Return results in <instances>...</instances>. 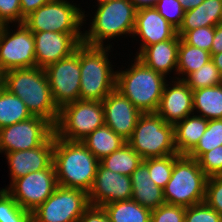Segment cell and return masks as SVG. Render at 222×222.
<instances>
[{
	"label": "cell",
	"instance_id": "14",
	"mask_svg": "<svg viewBox=\"0 0 222 222\" xmlns=\"http://www.w3.org/2000/svg\"><path fill=\"white\" fill-rule=\"evenodd\" d=\"M54 133L46 119L32 116L0 129V153L28 150L41 146Z\"/></svg>",
	"mask_w": 222,
	"mask_h": 222
},
{
	"label": "cell",
	"instance_id": "47",
	"mask_svg": "<svg viewBox=\"0 0 222 222\" xmlns=\"http://www.w3.org/2000/svg\"><path fill=\"white\" fill-rule=\"evenodd\" d=\"M211 60L214 62V65L218 68L220 74L222 75V52L218 54H213Z\"/></svg>",
	"mask_w": 222,
	"mask_h": 222
},
{
	"label": "cell",
	"instance_id": "18",
	"mask_svg": "<svg viewBox=\"0 0 222 222\" xmlns=\"http://www.w3.org/2000/svg\"><path fill=\"white\" fill-rule=\"evenodd\" d=\"M102 106L105 125L127 141L142 113L116 89L102 101Z\"/></svg>",
	"mask_w": 222,
	"mask_h": 222
},
{
	"label": "cell",
	"instance_id": "26",
	"mask_svg": "<svg viewBox=\"0 0 222 222\" xmlns=\"http://www.w3.org/2000/svg\"><path fill=\"white\" fill-rule=\"evenodd\" d=\"M193 112L207 120L222 119V84L194 90Z\"/></svg>",
	"mask_w": 222,
	"mask_h": 222
},
{
	"label": "cell",
	"instance_id": "33",
	"mask_svg": "<svg viewBox=\"0 0 222 222\" xmlns=\"http://www.w3.org/2000/svg\"><path fill=\"white\" fill-rule=\"evenodd\" d=\"M178 156L179 154H174L165 157L147 158L142 161L148 167L150 178L161 189H164L170 180L174 160Z\"/></svg>",
	"mask_w": 222,
	"mask_h": 222
},
{
	"label": "cell",
	"instance_id": "23",
	"mask_svg": "<svg viewBox=\"0 0 222 222\" xmlns=\"http://www.w3.org/2000/svg\"><path fill=\"white\" fill-rule=\"evenodd\" d=\"M222 22V0H204L198 7L185 11L177 34L182 37L187 31L198 27H215Z\"/></svg>",
	"mask_w": 222,
	"mask_h": 222
},
{
	"label": "cell",
	"instance_id": "35",
	"mask_svg": "<svg viewBox=\"0 0 222 222\" xmlns=\"http://www.w3.org/2000/svg\"><path fill=\"white\" fill-rule=\"evenodd\" d=\"M184 222H222V216L202 202L185 208Z\"/></svg>",
	"mask_w": 222,
	"mask_h": 222
},
{
	"label": "cell",
	"instance_id": "10",
	"mask_svg": "<svg viewBox=\"0 0 222 222\" xmlns=\"http://www.w3.org/2000/svg\"><path fill=\"white\" fill-rule=\"evenodd\" d=\"M0 25V65L12 69L36 67L33 32L24 23ZM14 26V31H13ZM16 27V28H15Z\"/></svg>",
	"mask_w": 222,
	"mask_h": 222
},
{
	"label": "cell",
	"instance_id": "17",
	"mask_svg": "<svg viewBox=\"0 0 222 222\" xmlns=\"http://www.w3.org/2000/svg\"><path fill=\"white\" fill-rule=\"evenodd\" d=\"M156 113L167 123L175 125L193 112V91L181 79L167 80Z\"/></svg>",
	"mask_w": 222,
	"mask_h": 222
},
{
	"label": "cell",
	"instance_id": "25",
	"mask_svg": "<svg viewBox=\"0 0 222 222\" xmlns=\"http://www.w3.org/2000/svg\"><path fill=\"white\" fill-rule=\"evenodd\" d=\"M81 142L100 161L112 152L119 150L126 140L104 124Z\"/></svg>",
	"mask_w": 222,
	"mask_h": 222
},
{
	"label": "cell",
	"instance_id": "45",
	"mask_svg": "<svg viewBox=\"0 0 222 222\" xmlns=\"http://www.w3.org/2000/svg\"><path fill=\"white\" fill-rule=\"evenodd\" d=\"M135 8L141 9V8H149V7H155V5L157 4V2L159 0H130Z\"/></svg>",
	"mask_w": 222,
	"mask_h": 222
},
{
	"label": "cell",
	"instance_id": "12",
	"mask_svg": "<svg viewBox=\"0 0 222 222\" xmlns=\"http://www.w3.org/2000/svg\"><path fill=\"white\" fill-rule=\"evenodd\" d=\"M7 186L1 189H5L20 207L33 212L58 186L54 164L47 169L17 178Z\"/></svg>",
	"mask_w": 222,
	"mask_h": 222
},
{
	"label": "cell",
	"instance_id": "22",
	"mask_svg": "<svg viewBox=\"0 0 222 222\" xmlns=\"http://www.w3.org/2000/svg\"><path fill=\"white\" fill-rule=\"evenodd\" d=\"M130 178L132 200L150 210L165 204L163 189L150 178L148 167L143 162L133 171Z\"/></svg>",
	"mask_w": 222,
	"mask_h": 222
},
{
	"label": "cell",
	"instance_id": "5",
	"mask_svg": "<svg viewBox=\"0 0 222 222\" xmlns=\"http://www.w3.org/2000/svg\"><path fill=\"white\" fill-rule=\"evenodd\" d=\"M112 48L79 45L80 100L103 101L115 89L116 68L109 58Z\"/></svg>",
	"mask_w": 222,
	"mask_h": 222
},
{
	"label": "cell",
	"instance_id": "29",
	"mask_svg": "<svg viewBox=\"0 0 222 222\" xmlns=\"http://www.w3.org/2000/svg\"><path fill=\"white\" fill-rule=\"evenodd\" d=\"M32 117L24 102L5 88L0 90V129Z\"/></svg>",
	"mask_w": 222,
	"mask_h": 222
},
{
	"label": "cell",
	"instance_id": "34",
	"mask_svg": "<svg viewBox=\"0 0 222 222\" xmlns=\"http://www.w3.org/2000/svg\"><path fill=\"white\" fill-rule=\"evenodd\" d=\"M0 222H32V212L20 207L11 195L1 188Z\"/></svg>",
	"mask_w": 222,
	"mask_h": 222
},
{
	"label": "cell",
	"instance_id": "48",
	"mask_svg": "<svg viewBox=\"0 0 222 222\" xmlns=\"http://www.w3.org/2000/svg\"><path fill=\"white\" fill-rule=\"evenodd\" d=\"M4 75H5V71L2 69L0 65V90L4 88Z\"/></svg>",
	"mask_w": 222,
	"mask_h": 222
},
{
	"label": "cell",
	"instance_id": "28",
	"mask_svg": "<svg viewBox=\"0 0 222 222\" xmlns=\"http://www.w3.org/2000/svg\"><path fill=\"white\" fill-rule=\"evenodd\" d=\"M111 222H151L152 210L130 199L103 206Z\"/></svg>",
	"mask_w": 222,
	"mask_h": 222
},
{
	"label": "cell",
	"instance_id": "46",
	"mask_svg": "<svg viewBox=\"0 0 222 222\" xmlns=\"http://www.w3.org/2000/svg\"><path fill=\"white\" fill-rule=\"evenodd\" d=\"M184 11L198 7L204 0H178Z\"/></svg>",
	"mask_w": 222,
	"mask_h": 222
},
{
	"label": "cell",
	"instance_id": "41",
	"mask_svg": "<svg viewBox=\"0 0 222 222\" xmlns=\"http://www.w3.org/2000/svg\"><path fill=\"white\" fill-rule=\"evenodd\" d=\"M21 23L20 0H0V25Z\"/></svg>",
	"mask_w": 222,
	"mask_h": 222
},
{
	"label": "cell",
	"instance_id": "49",
	"mask_svg": "<svg viewBox=\"0 0 222 222\" xmlns=\"http://www.w3.org/2000/svg\"><path fill=\"white\" fill-rule=\"evenodd\" d=\"M97 2L96 3V6L99 5V4H102V3H105V2H108L110 0H96ZM98 3V4H97Z\"/></svg>",
	"mask_w": 222,
	"mask_h": 222
},
{
	"label": "cell",
	"instance_id": "2",
	"mask_svg": "<svg viewBox=\"0 0 222 222\" xmlns=\"http://www.w3.org/2000/svg\"><path fill=\"white\" fill-rule=\"evenodd\" d=\"M4 88L18 96L32 116L42 117L56 125L59 109L52 98L45 68L8 70L4 75Z\"/></svg>",
	"mask_w": 222,
	"mask_h": 222
},
{
	"label": "cell",
	"instance_id": "27",
	"mask_svg": "<svg viewBox=\"0 0 222 222\" xmlns=\"http://www.w3.org/2000/svg\"><path fill=\"white\" fill-rule=\"evenodd\" d=\"M211 60L207 50L188 45L181 37L178 47V65L175 78L184 80L190 73Z\"/></svg>",
	"mask_w": 222,
	"mask_h": 222
},
{
	"label": "cell",
	"instance_id": "39",
	"mask_svg": "<svg viewBox=\"0 0 222 222\" xmlns=\"http://www.w3.org/2000/svg\"><path fill=\"white\" fill-rule=\"evenodd\" d=\"M204 202L222 216V176L208 177Z\"/></svg>",
	"mask_w": 222,
	"mask_h": 222
},
{
	"label": "cell",
	"instance_id": "21",
	"mask_svg": "<svg viewBox=\"0 0 222 222\" xmlns=\"http://www.w3.org/2000/svg\"><path fill=\"white\" fill-rule=\"evenodd\" d=\"M180 36L176 34L172 39L146 46L137 56L145 66L164 75L169 80L175 79L178 65V47ZM174 71V76H170ZM170 74V75H169Z\"/></svg>",
	"mask_w": 222,
	"mask_h": 222
},
{
	"label": "cell",
	"instance_id": "44",
	"mask_svg": "<svg viewBox=\"0 0 222 222\" xmlns=\"http://www.w3.org/2000/svg\"><path fill=\"white\" fill-rule=\"evenodd\" d=\"M222 52V22L214 27V38L211 47V56Z\"/></svg>",
	"mask_w": 222,
	"mask_h": 222
},
{
	"label": "cell",
	"instance_id": "24",
	"mask_svg": "<svg viewBox=\"0 0 222 222\" xmlns=\"http://www.w3.org/2000/svg\"><path fill=\"white\" fill-rule=\"evenodd\" d=\"M208 120L192 114L174 125V144L179 155H187L198 143Z\"/></svg>",
	"mask_w": 222,
	"mask_h": 222
},
{
	"label": "cell",
	"instance_id": "3",
	"mask_svg": "<svg viewBox=\"0 0 222 222\" xmlns=\"http://www.w3.org/2000/svg\"><path fill=\"white\" fill-rule=\"evenodd\" d=\"M96 8L92 12L93 16L90 14L92 20L90 19L88 29L85 31L83 28L82 43L112 47V39H119L120 36L125 38V35L132 37L137 9L130 0H110Z\"/></svg>",
	"mask_w": 222,
	"mask_h": 222
},
{
	"label": "cell",
	"instance_id": "19",
	"mask_svg": "<svg viewBox=\"0 0 222 222\" xmlns=\"http://www.w3.org/2000/svg\"><path fill=\"white\" fill-rule=\"evenodd\" d=\"M54 133L41 145L28 150L4 154L10 171V184L30 172L49 168L53 164Z\"/></svg>",
	"mask_w": 222,
	"mask_h": 222
},
{
	"label": "cell",
	"instance_id": "32",
	"mask_svg": "<svg viewBox=\"0 0 222 222\" xmlns=\"http://www.w3.org/2000/svg\"><path fill=\"white\" fill-rule=\"evenodd\" d=\"M184 81L188 87L194 91L200 88L212 87L222 84V75L214 62L210 60L208 63L190 73Z\"/></svg>",
	"mask_w": 222,
	"mask_h": 222
},
{
	"label": "cell",
	"instance_id": "20",
	"mask_svg": "<svg viewBox=\"0 0 222 222\" xmlns=\"http://www.w3.org/2000/svg\"><path fill=\"white\" fill-rule=\"evenodd\" d=\"M176 34L177 29L160 15L155 7L138 9L132 38H136V41L138 38L141 39L135 55L137 56L146 46L172 39Z\"/></svg>",
	"mask_w": 222,
	"mask_h": 222
},
{
	"label": "cell",
	"instance_id": "31",
	"mask_svg": "<svg viewBox=\"0 0 222 222\" xmlns=\"http://www.w3.org/2000/svg\"><path fill=\"white\" fill-rule=\"evenodd\" d=\"M222 145V119L208 120V126L197 145L187 154L198 160L204 153Z\"/></svg>",
	"mask_w": 222,
	"mask_h": 222
},
{
	"label": "cell",
	"instance_id": "1",
	"mask_svg": "<svg viewBox=\"0 0 222 222\" xmlns=\"http://www.w3.org/2000/svg\"><path fill=\"white\" fill-rule=\"evenodd\" d=\"M99 163L81 141H68L54 133L53 164L58 186L79 189L88 194Z\"/></svg>",
	"mask_w": 222,
	"mask_h": 222
},
{
	"label": "cell",
	"instance_id": "4",
	"mask_svg": "<svg viewBox=\"0 0 222 222\" xmlns=\"http://www.w3.org/2000/svg\"><path fill=\"white\" fill-rule=\"evenodd\" d=\"M133 62V63H132ZM116 70L115 89L127 97L141 113L157 111L167 78L134 57L131 65Z\"/></svg>",
	"mask_w": 222,
	"mask_h": 222
},
{
	"label": "cell",
	"instance_id": "36",
	"mask_svg": "<svg viewBox=\"0 0 222 222\" xmlns=\"http://www.w3.org/2000/svg\"><path fill=\"white\" fill-rule=\"evenodd\" d=\"M155 8L177 30L182 25L185 11L178 0H159Z\"/></svg>",
	"mask_w": 222,
	"mask_h": 222
},
{
	"label": "cell",
	"instance_id": "9",
	"mask_svg": "<svg viewBox=\"0 0 222 222\" xmlns=\"http://www.w3.org/2000/svg\"><path fill=\"white\" fill-rule=\"evenodd\" d=\"M104 124L102 101L79 99L59 110L54 133L57 137L68 141H82Z\"/></svg>",
	"mask_w": 222,
	"mask_h": 222
},
{
	"label": "cell",
	"instance_id": "40",
	"mask_svg": "<svg viewBox=\"0 0 222 222\" xmlns=\"http://www.w3.org/2000/svg\"><path fill=\"white\" fill-rule=\"evenodd\" d=\"M185 207L163 204L153 209L151 222H184Z\"/></svg>",
	"mask_w": 222,
	"mask_h": 222
},
{
	"label": "cell",
	"instance_id": "30",
	"mask_svg": "<svg viewBox=\"0 0 222 222\" xmlns=\"http://www.w3.org/2000/svg\"><path fill=\"white\" fill-rule=\"evenodd\" d=\"M142 161L141 156L126 142L119 150L100 160V163L113 172L131 176Z\"/></svg>",
	"mask_w": 222,
	"mask_h": 222
},
{
	"label": "cell",
	"instance_id": "8",
	"mask_svg": "<svg viewBox=\"0 0 222 222\" xmlns=\"http://www.w3.org/2000/svg\"><path fill=\"white\" fill-rule=\"evenodd\" d=\"M72 3L73 0H50L27 16L24 24L32 32L83 33L88 15L85 9Z\"/></svg>",
	"mask_w": 222,
	"mask_h": 222
},
{
	"label": "cell",
	"instance_id": "42",
	"mask_svg": "<svg viewBox=\"0 0 222 222\" xmlns=\"http://www.w3.org/2000/svg\"><path fill=\"white\" fill-rule=\"evenodd\" d=\"M77 222H111V220L103 207L89 205Z\"/></svg>",
	"mask_w": 222,
	"mask_h": 222
},
{
	"label": "cell",
	"instance_id": "7",
	"mask_svg": "<svg viewBox=\"0 0 222 222\" xmlns=\"http://www.w3.org/2000/svg\"><path fill=\"white\" fill-rule=\"evenodd\" d=\"M126 142L143 160L178 154L174 144V125L167 124L156 112L142 113Z\"/></svg>",
	"mask_w": 222,
	"mask_h": 222
},
{
	"label": "cell",
	"instance_id": "43",
	"mask_svg": "<svg viewBox=\"0 0 222 222\" xmlns=\"http://www.w3.org/2000/svg\"><path fill=\"white\" fill-rule=\"evenodd\" d=\"M49 1L50 0H20L21 23H24V20L27 16Z\"/></svg>",
	"mask_w": 222,
	"mask_h": 222
},
{
	"label": "cell",
	"instance_id": "6",
	"mask_svg": "<svg viewBox=\"0 0 222 222\" xmlns=\"http://www.w3.org/2000/svg\"><path fill=\"white\" fill-rule=\"evenodd\" d=\"M207 179L196 159L179 155L163 189L165 204L186 208L204 202Z\"/></svg>",
	"mask_w": 222,
	"mask_h": 222
},
{
	"label": "cell",
	"instance_id": "11",
	"mask_svg": "<svg viewBox=\"0 0 222 222\" xmlns=\"http://www.w3.org/2000/svg\"><path fill=\"white\" fill-rule=\"evenodd\" d=\"M89 205L85 191L57 186L32 212V222H77Z\"/></svg>",
	"mask_w": 222,
	"mask_h": 222
},
{
	"label": "cell",
	"instance_id": "13",
	"mask_svg": "<svg viewBox=\"0 0 222 222\" xmlns=\"http://www.w3.org/2000/svg\"><path fill=\"white\" fill-rule=\"evenodd\" d=\"M45 71L52 98L59 110L80 99L79 46L71 56L48 65Z\"/></svg>",
	"mask_w": 222,
	"mask_h": 222
},
{
	"label": "cell",
	"instance_id": "38",
	"mask_svg": "<svg viewBox=\"0 0 222 222\" xmlns=\"http://www.w3.org/2000/svg\"><path fill=\"white\" fill-rule=\"evenodd\" d=\"M197 161L207 177L222 176V145L204 153Z\"/></svg>",
	"mask_w": 222,
	"mask_h": 222
},
{
	"label": "cell",
	"instance_id": "15",
	"mask_svg": "<svg viewBox=\"0 0 222 222\" xmlns=\"http://www.w3.org/2000/svg\"><path fill=\"white\" fill-rule=\"evenodd\" d=\"M36 67L48 65L71 56L83 41V33L33 32Z\"/></svg>",
	"mask_w": 222,
	"mask_h": 222
},
{
	"label": "cell",
	"instance_id": "16",
	"mask_svg": "<svg viewBox=\"0 0 222 222\" xmlns=\"http://www.w3.org/2000/svg\"><path fill=\"white\" fill-rule=\"evenodd\" d=\"M131 196L130 176L113 172L99 163L94 182L88 192L89 204L103 207L109 203L130 200Z\"/></svg>",
	"mask_w": 222,
	"mask_h": 222
},
{
	"label": "cell",
	"instance_id": "37",
	"mask_svg": "<svg viewBox=\"0 0 222 222\" xmlns=\"http://www.w3.org/2000/svg\"><path fill=\"white\" fill-rule=\"evenodd\" d=\"M181 38L188 45L207 50L211 53L214 38V27H198L197 29L187 31Z\"/></svg>",
	"mask_w": 222,
	"mask_h": 222
}]
</instances>
